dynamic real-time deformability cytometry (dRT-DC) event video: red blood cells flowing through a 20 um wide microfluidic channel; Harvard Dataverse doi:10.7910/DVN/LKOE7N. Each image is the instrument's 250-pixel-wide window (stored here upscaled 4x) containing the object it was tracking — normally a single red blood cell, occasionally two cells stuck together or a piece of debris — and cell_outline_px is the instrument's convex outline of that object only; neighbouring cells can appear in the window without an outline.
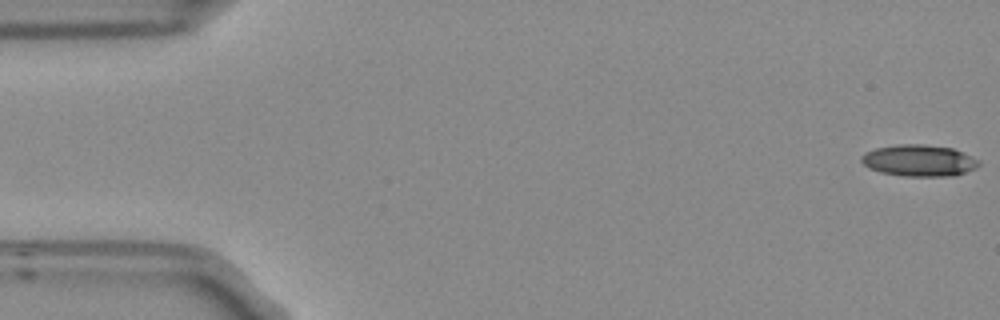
{"species": "Egyptian fruit bat (a non-hibernating species)", "species_latin": "Rousettus aegyptiacus", "temperature_condition": "room temperature", "stored_images_in_passage": 5, "camera_frame_rate_fps": 3000, "um_per_image_px": 0.085, "frame": {"image": 1, "passage_image": 1, "time_ms": 0.0, "image_size_px": [1000, 320], "cell_outline_px": [[980, 164], [976, 168], [952, 176], [904, 176], [880, 172], [868, 168], [860, 160], [860, 156], [864, 152], [876, 148], [900, 144], [924, 144], [952, 148], [964, 152], [980, 160]], "centroid_in_image_um": [78.11, 13.64], "position_along_channel_um": 6.9, "area_um2": 21.73}}
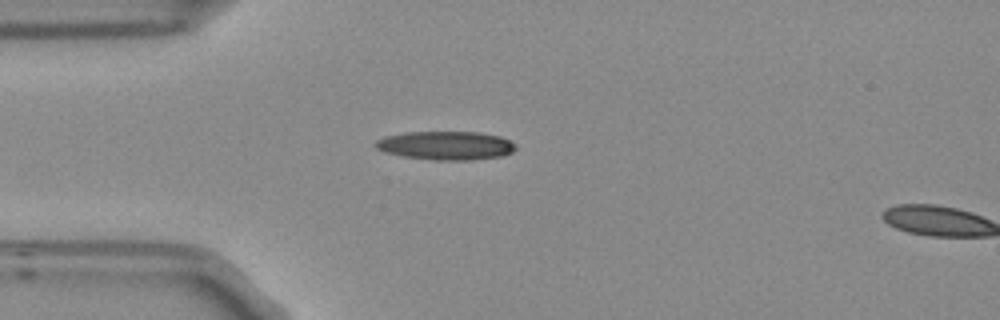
{"frame": {"image": 2, "passage_image": 4, "time_ms": 1.0, "image_size_px": [1000, 320], "cell_outline_px": [[516, 148], [512, 152], [504, 156], [472, 160], [436, 160], [404, 156], [384, 152], [376, 148], [372, 144], [376, 140], [384, 136], [404, 132], [476, 132], [500, 136], [516, 144]], "centroid_in_image_um": [37.88, 12.37], "position_along_channel_um": 47.1, "area_um2": 23.52}}